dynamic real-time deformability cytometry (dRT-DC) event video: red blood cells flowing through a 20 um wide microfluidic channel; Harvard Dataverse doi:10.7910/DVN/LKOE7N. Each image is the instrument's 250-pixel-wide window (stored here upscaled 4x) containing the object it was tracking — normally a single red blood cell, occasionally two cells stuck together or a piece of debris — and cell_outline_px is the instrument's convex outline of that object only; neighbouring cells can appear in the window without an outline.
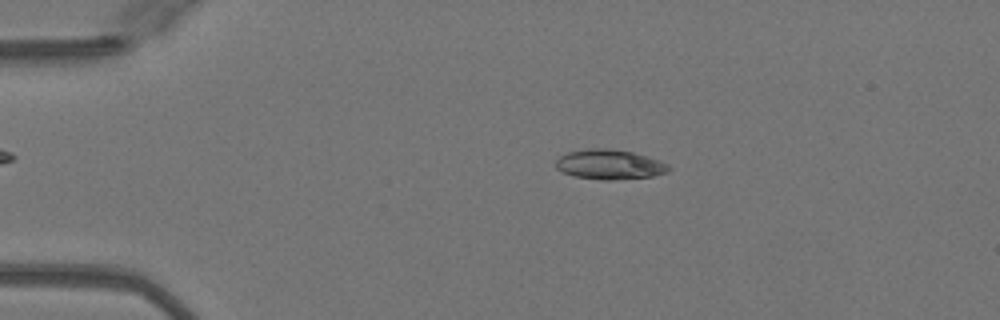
{"species": "Egyptian fruit bat (a non-hibernating species)", "species_latin": "Rousettus aegyptiacus", "temperature_condition": "warm", "stored_images_in_passage": 49, "camera_frame_rate_fps": 3000, "um_per_image_px": 0.085, "animal": {"sex": "female"}, "frame": {"image": 1, "passage_image": 10, "time_ms": 3.0, "image_size_px": [1000, 320], "cell_outline_px": [[668, 172], [652, 176], [612, 180], [604, 180], [576, 176], [564, 172], [556, 168], [556, 160], [560, 156], [568, 152], [588, 148], [608, 148], [632, 152], [660, 160], [668, 164]], "centroid_in_image_um": [51.81, 13.97], "position_along_channel_um": 33.2, "area_um2": 19.42}}
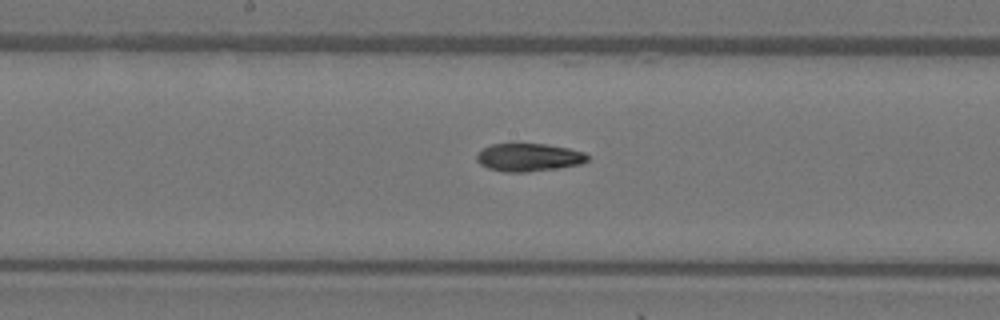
{"frame": {"image": 2, "passage_image": 26, "time_ms": 8.333, "image_size_px": [1000, 320], "cell_outline_px": [[588, 160], [580, 164], [556, 168], [528, 172], [504, 172], [488, 168], [480, 164], [476, 160], [476, 152], [492, 144], [548, 144], [568, 148], [584, 152], [588, 156]], "centroid_in_image_um": [44.91, 13.37], "position_along_channel_um": 203.3, "area_um2": 18.03}}
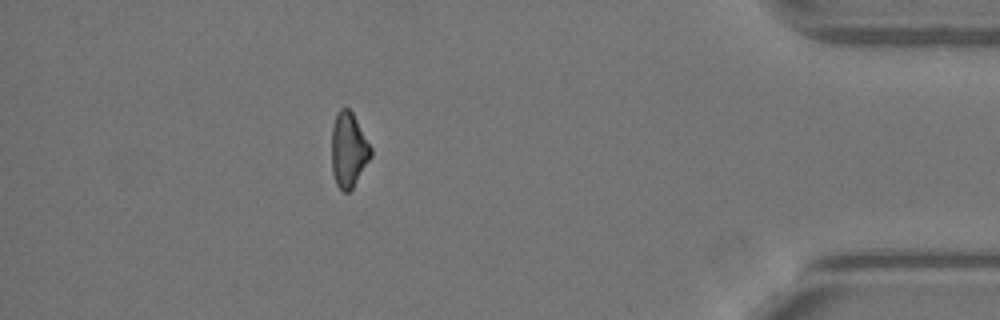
{"frame": {"image": 3, "passage_image": 44, "time_ms": 14.333, "image_size_px": [1000, 320], "cell_outline_px": [[372, 156], [352, 188], [348, 192], [344, 192], [336, 184], [332, 172], [332, 128], [336, 116], [340, 108], [348, 108], [352, 112], [372, 148]], "centroid_in_image_um": [29.63, 12.75], "position_along_channel_um": 405.6, "area_um2": 16.94}, "authors_computed_cell_mechanics": {"area_um2": 18.496, "velocity_mm_per_s": 4.1253, "shape_relaxation_time_tau1_ms": 7.0371, "shape_relaxation_time_tau2_ms": 4.1097, "deformation_change_tau1": 0.2081, "deformation_change_tau2": 0.1058}}